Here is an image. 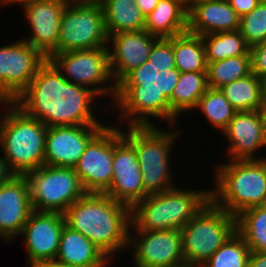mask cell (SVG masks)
Returning <instances> with one entry per match:
<instances>
[{
	"mask_svg": "<svg viewBox=\"0 0 266 267\" xmlns=\"http://www.w3.org/2000/svg\"><path fill=\"white\" fill-rule=\"evenodd\" d=\"M252 73L251 55L210 62L207 66L208 88L219 89Z\"/></svg>",
	"mask_w": 266,
	"mask_h": 267,
	"instance_id": "cell-31",
	"label": "cell"
},
{
	"mask_svg": "<svg viewBox=\"0 0 266 267\" xmlns=\"http://www.w3.org/2000/svg\"><path fill=\"white\" fill-rule=\"evenodd\" d=\"M248 267H266V252L251 251Z\"/></svg>",
	"mask_w": 266,
	"mask_h": 267,
	"instance_id": "cell-38",
	"label": "cell"
},
{
	"mask_svg": "<svg viewBox=\"0 0 266 267\" xmlns=\"http://www.w3.org/2000/svg\"><path fill=\"white\" fill-rule=\"evenodd\" d=\"M133 267H168L185 262L181 230H129Z\"/></svg>",
	"mask_w": 266,
	"mask_h": 267,
	"instance_id": "cell-14",
	"label": "cell"
},
{
	"mask_svg": "<svg viewBox=\"0 0 266 267\" xmlns=\"http://www.w3.org/2000/svg\"><path fill=\"white\" fill-rule=\"evenodd\" d=\"M70 0H39L22 5L31 35L22 38L47 59L57 53L60 21Z\"/></svg>",
	"mask_w": 266,
	"mask_h": 267,
	"instance_id": "cell-17",
	"label": "cell"
},
{
	"mask_svg": "<svg viewBox=\"0 0 266 267\" xmlns=\"http://www.w3.org/2000/svg\"><path fill=\"white\" fill-rule=\"evenodd\" d=\"M48 59L22 38L0 47V89L14 102Z\"/></svg>",
	"mask_w": 266,
	"mask_h": 267,
	"instance_id": "cell-13",
	"label": "cell"
},
{
	"mask_svg": "<svg viewBox=\"0 0 266 267\" xmlns=\"http://www.w3.org/2000/svg\"><path fill=\"white\" fill-rule=\"evenodd\" d=\"M179 187L137 202L131 208L129 230H181L210 200V189Z\"/></svg>",
	"mask_w": 266,
	"mask_h": 267,
	"instance_id": "cell-6",
	"label": "cell"
},
{
	"mask_svg": "<svg viewBox=\"0 0 266 267\" xmlns=\"http://www.w3.org/2000/svg\"><path fill=\"white\" fill-rule=\"evenodd\" d=\"M239 31L250 47L266 40V2L240 17Z\"/></svg>",
	"mask_w": 266,
	"mask_h": 267,
	"instance_id": "cell-34",
	"label": "cell"
},
{
	"mask_svg": "<svg viewBox=\"0 0 266 267\" xmlns=\"http://www.w3.org/2000/svg\"><path fill=\"white\" fill-rule=\"evenodd\" d=\"M113 178L104 192L132 208L144 199L142 171L134 147L123 137L122 127L113 126Z\"/></svg>",
	"mask_w": 266,
	"mask_h": 267,
	"instance_id": "cell-12",
	"label": "cell"
},
{
	"mask_svg": "<svg viewBox=\"0 0 266 267\" xmlns=\"http://www.w3.org/2000/svg\"><path fill=\"white\" fill-rule=\"evenodd\" d=\"M27 265H29L28 267H65L63 265L58 264L55 261H39Z\"/></svg>",
	"mask_w": 266,
	"mask_h": 267,
	"instance_id": "cell-41",
	"label": "cell"
},
{
	"mask_svg": "<svg viewBox=\"0 0 266 267\" xmlns=\"http://www.w3.org/2000/svg\"><path fill=\"white\" fill-rule=\"evenodd\" d=\"M260 119H261V123H262V133H263V138L266 144V106H264L261 110H260Z\"/></svg>",
	"mask_w": 266,
	"mask_h": 267,
	"instance_id": "cell-42",
	"label": "cell"
},
{
	"mask_svg": "<svg viewBox=\"0 0 266 267\" xmlns=\"http://www.w3.org/2000/svg\"><path fill=\"white\" fill-rule=\"evenodd\" d=\"M179 77L176 68L159 72L148 61L129 72L116 85L111 108L119 110L117 123L126 127L156 126L153 119L159 118L162 124L164 120L170 127L180 126L179 118L171 111L169 103Z\"/></svg>",
	"mask_w": 266,
	"mask_h": 267,
	"instance_id": "cell-2",
	"label": "cell"
},
{
	"mask_svg": "<svg viewBox=\"0 0 266 267\" xmlns=\"http://www.w3.org/2000/svg\"><path fill=\"white\" fill-rule=\"evenodd\" d=\"M148 62L157 68L159 72L176 68L173 37L159 38L151 48Z\"/></svg>",
	"mask_w": 266,
	"mask_h": 267,
	"instance_id": "cell-35",
	"label": "cell"
},
{
	"mask_svg": "<svg viewBox=\"0 0 266 267\" xmlns=\"http://www.w3.org/2000/svg\"><path fill=\"white\" fill-rule=\"evenodd\" d=\"M54 261L65 267H107L111 259L83 234L65 224Z\"/></svg>",
	"mask_w": 266,
	"mask_h": 267,
	"instance_id": "cell-23",
	"label": "cell"
},
{
	"mask_svg": "<svg viewBox=\"0 0 266 267\" xmlns=\"http://www.w3.org/2000/svg\"><path fill=\"white\" fill-rule=\"evenodd\" d=\"M252 73L261 79L266 78V40L250 48Z\"/></svg>",
	"mask_w": 266,
	"mask_h": 267,
	"instance_id": "cell-36",
	"label": "cell"
},
{
	"mask_svg": "<svg viewBox=\"0 0 266 267\" xmlns=\"http://www.w3.org/2000/svg\"><path fill=\"white\" fill-rule=\"evenodd\" d=\"M207 63L250 55V46L239 30L203 35Z\"/></svg>",
	"mask_w": 266,
	"mask_h": 267,
	"instance_id": "cell-29",
	"label": "cell"
},
{
	"mask_svg": "<svg viewBox=\"0 0 266 267\" xmlns=\"http://www.w3.org/2000/svg\"><path fill=\"white\" fill-rule=\"evenodd\" d=\"M98 99L90 89L67 81L47 60L13 103L47 127L106 125L94 114Z\"/></svg>",
	"mask_w": 266,
	"mask_h": 267,
	"instance_id": "cell-1",
	"label": "cell"
},
{
	"mask_svg": "<svg viewBox=\"0 0 266 267\" xmlns=\"http://www.w3.org/2000/svg\"><path fill=\"white\" fill-rule=\"evenodd\" d=\"M64 217L68 227L83 234L111 260L121 249H129L131 208L104 193H85L67 208Z\"/></svg>",
	"mask_w": 266,
	"mask_h": 267,
	"instance_id": "cell-3",
	"label": "cell"
},
{
	"mask_svg": "<svg viewBox=\"0 0 266 267\" xmlns=\"http://www.w3.org/2000/svg\"><path fill=\"white\" fill-rule=\"evenodd\" d=\"M237 232L253 252H266V205L243 210L236 216Z\"/></svg>",
	"mask_w": 266,
	"mask_h": 267,
	"instance_id": "cell-30",
	"label": "cell"
},
{
	"mask_svg": "<svg viewBox=\"0 0 266 267\" xmlns=\"http://www.w3.org/2000/svg\"><path fill=\"white\" fill-rule=\"evenodd\" d=\"M113 125H106L86 146L74 167L86 193H104L113 178Z\"/></svg>",
	"mask_w": 266,
	"mask_h": 267,
	"instance_id": "cell-15",
	"label": "cell"
},
{
	"mask_svg": "<svg viewBox=\"0 0 266 267\" xmlns=\"http://www.w3.org/2000/svg\"><path fill=\"white\" fill-rule=\"evenodd\" d=\"M176 69L184 72H207V60L202 36L185 32L173 36Z\"/></svg>",
	"mask_w": 266,
	"mask_h": 267,
	"instance_id": "cell-28",
	"label": "cell"
},
{
	"mask_svg": "<svg viewBox=\"0 0 266 267\" xmlns=\"http://www.w3.org/2000/svg\"><path fill=\"white\" fill-rule=\"evenodd\" d=\"M66 224L59 212L32 211L20 233L27 251V263L54 261Z\"/></svg>",
	"mask_w": 266,
	"mask_h": 267,
	"instance_id": "cell-18",
	"label": "cell"
},
{
	"mask_svg": "<svg viewBox=\"0 0 266 267\" xmlns=\"http://www.w3.org/2000/svg\"><path fill=\"white\" fill-rule=\"evenodd\" d=\"M240 16L227 0L194 4L188 10V32L208 35L239 30Z\"/></svg>",
	"mask_w": 266,
	"mask_h": 267,
	"instance_id": "cell-22",
	"label": "cell"
},
{
	"mask_svg": "<svg viewBox=\"0 0 266 267\" xmlns=\"http://www.w3.org/2000/svg\"><path fill=\"white\" fill-rule=\"evenodd\" d=\"M123 128L125 127H122L123 137L134 147L140 164L144 198L176 187V178H172L174 176L171 174L170 156L181 130L176 125L174 129L169 126L171 131L162 130L157 125Z\"/></svg>",
	"mask_w": 266,
	"mask_h": 267,
	"instance_id": "cell-7",
	"label": "cell"
},
{
	"mask_svg": "<svg viewBox=\"0 0 266 267\" xmlns=\"http://www.w3.org/2000/svg\"><path fill=\"white\" fill-rule=\"evenodd\" d=\"M168 267H198V266H195V265H191L187 262H183V263H180L178 265H174V266H168Z\"/></svg>",
	"mask_w": 266,
	"mask_h": 267,
	"instance_id": "cell-47",
	"label": "cell"
},
{
	"mask_svg": "<svg viewBox=\"0 0 266 267\" xmlns=\"http://www.w3.org/2000/svg\"><path fill=\"white\" fill-rule=\"evenodd\" d=\"M144 30L159 38H170L187 32L188 10L174 0H159L155 9L145 16Z\"/></svg>",
	"mask_w": 266,
	"mask_h": 267,
	"instance_id": "cell-24",
	"label": "cell"
},
{
	"mask_svg": "<svg viewBox=\"0 0 266 267\" xmlns=\"http://www.w3.org/2000/svg\"><path fill=\"white\" fill-rule=\"evenodd\" d=\"M200 110L207 121L222 132L237 112L219 89L208 88L199 99L195 110Z\"/></svg>",
	"mask_w": 266,
	"mask_h": 267,
	"instance_id": "cell-32",
	"label": "cell"
},
{
	"mask_svg": "<svg viewBox=\"0 0 266 267\" xmlns=\"http://www.w3.org/2000/svg\"><path fill=\"white\" fill-rule=\"evenodd\" d=\"M182 4L187 10L191 8V0H174Z\"/></svg>",
	"mask_w": 266,
	"mask_h": 267,
	"instance_id": "cell-45",
	"label": "cell"
},
{
	"mask_svg": "<svg viewBox=\"0 0 266 267\" xmlns=\"http://www.w3.org/2000/svg\"><path fill=\"white\" fill-rule=\"evenodd\" d=\"M210 200L227 213L266 205V159L229 160L215 166Z\"/></svg>",
	"mask_w": 266,
	"mask_h": 267,
	"instance_id": "cell-5",
	"label": "cell"
},
{
	"mask_svg": "<svg viewBox=\"0 0 266 267\" xmlns=\"http://www.w3.org/2000/svg\"><path fill=\"white\" fill-rule=\"evenodd\" d=\"M1 112V157L11 173L25 176L45 165V139L48 127L40 120L26 115L14 103Z\"/></svg>",
	"mask_w": 266,
	"mask_h": 267,
	"instance_id": "cell-4",
	"label": "cell"
},
{
	"mask_svg": "<svg viewBox=\"0 0 266 267\" xmlns=\"http://www.w3.org/2000/svg\"><path fill=\"white\" fill-rule=\"evenodd\" d=\"M158 39L159 37L146 30L121 32L109 36V67L116 85L129 72L148 61L151 48Z\"/></svg>",
	"mask_w": 266,
	"mask_h": 267,
	"instance_id": "cell-19",
	"label": "cell"
},
{
	"mask_svg": "<svg viewBox=\"0 0 266 267\" xmlns=\"http://www.w3.org/2000/svg\"><path fill=\"white\" fill-rule=\"evenodd\" d=\"M210 1H217V0H191V7H192L194 4L204 3V2H210Z\"/></svg>",
	"mask_w": 266,
	"mask_h": 267,
	"instance_id": "cell-48",
	"label": "cell"
},
{
	"mask_svg": "<svg viewBox=\"0 0 266 267\" xmlns=\"http://www.w3.org/2000/svg\"><path fill=\"white\" fill-rule=\"evenodd\" d=\"M237 111H260L263 105V79L251 73L219 88Z\"/></svg>",
	"mask_w": 266,
	"mask_h": 267,
	"instance_id": "cell-26",
	"label": "cell"
},
{
	"mask_svg": "<svg viewBox=\"0 0 266 267\" xmlns=\"http://www.w3.org/2000/svg\"><path fill=\"white\" fill-rule=\"evenodd\" d=\"M12 103L13 102L10 98L0 89V107L2 106V108H7Z\"/></svg>",
	"mask_w": 266,
	"mask_h": 267,
	"instance_id": "cell-43",
	"label": "cell"
},
{
	"mask_svg": "<svg viewBox=\"0 0 266 267\" xmlns=\"http://www.w3.org/2000/svg\"><path fill=\"white\" fill-rule=\"evenodd\" d=\"M12 176H14L8 169L6 162L0 156V186L6 183Z\"/></svg>",
	"mask_w": 266,
	"mask_h": 267,
	"instance_id": "cell-40",
	"label": "cell"
},
{
	"mask_svg": "<svg viewBox=\"0 0 266 267\" xmlns=\"http://www.w3.org/2000/svg\"><path fill=\"white\" fill-rule=\"evenodd\" d=\"M222 134L227 138L228 146L225 152L229 160L265 159L264 155L257 156L258 151L266 149L260 111L236 112Z\"/></svg>",
	"mask_w": 266,
	"mask_h": 267,
	"instance_id": "cell-21",
	"label": "cell"
},
{
	"mask_svg": "<svg viewBox=\"0 0 266 267\" xmlns=\"http://www.w3.org/2000/svg\"><path fill=\"white\" fill-rule=\"evenodd\" d=\"M236 231V217L209 200L181 229L185 262L200 267Z\"/></svg>",
	"mask_w": 266,
	"mask_h": 267,
	"instance_id": "cell-8",
	"label": "cell"
},
{
	"mask_svg": "<svg viewBox=\"0 0 266 267\" xmlns=\"http://www.w3.org/2000/svg\"><path fill=\"white\" fill-rule=\"evenodd\" d=\"M263 105L266 106V78L263 79Z\"/></svg>",
	"mask_w": 266,
	"mask_h": 267,
	"instance_id": "cell-46",
	"label": "cell"
},
{
	"mask_svg": "<svg viewBox=\"0 0 266 267\" xmlns=\"http://www.w3.org/2000/svg\"><path fill=\"white\" fill-rule=\"evenodd\" d=\"M251 250L243 237L236 231L200 267H248Z\"/></svg>",
	"mask_w": 266,
	"mask_h": 267,
	"instance_id": "cell-33",
	"label": "cell"
},
{
	"mask_svg": "<svg viewBox=\"0 0 266 267\" xmlns=\"http://www.w3.org/2000/svg\"><path fill=\"white\" fill-rule=\"evenodd\" d=\"M208 89L207 72L180 73L179 81L169 99L171 111L180 118L196 108L199 99Z\"/></svg>",
	"mask_w": 266,
	"mask_h": 267,
	"instance_id": "cell-27",
	"label": "cell"
},
{
	"mask_svg": "<svg viewBox=\"0 0 266 267\" xmlns=\"http://www.w3.org/2000/svg\"><path fill=\"white\" fill-rule=\"evenodd\" d=\"M106 125L48 127L45 139V165L74 168L88 143Z\"/></svg>",
	"mask_w": 266,
	"mask_h": 267,
	"instance_id": "cell-16",
	"label": "cell"
},
{
	"mask_svg": "<svg viewBox=\"0 0 266 267\" xmlns=\"http://www.w3.org/2000/svg\"><path fill=\"white\" fill-rule=\"evenodd\" d=\"M102 6L108 36L144 30L145 16L135 0H98Z\"/></svg>",
	"mask_w": 266,
	"mask_h": 267,
	"instance_id": "cell-25",
	"label": "cell"
},
{
	"mask_svg": "<svg viewBox=\"0 0 266 267\" xmlns=\"http://www.w3.org/2000/svg\"><path fill=\"white\" fill-rule=\"evenodd\" d=\"M25 177L34 211L64 214L73 202L86 193L74 168L43 165Z\"/></svg>",
	"mask_w": 266,
	"mask_h": 267,
	"instance_id": "cell-11",
	"label": "cell"
},
{
	"mask_svg": "<svg viewBox=\"0 0 266 267\" xmlns=\"http://www.w3.org/2000/svg\"><path fill=\"white\" fill-rule=\"evenodd\" d=\"M48 60L67 81L90 89L99 98L113 97V104L116 84L109 67L108 47L55 53Z\"/></svg>",
	"mask_w": 266,
	"mask_h": 267,
	"instance_id": "cell-10",
	"label": "cell"
},
{
	"mask_svg": "<svg viewBox=\"0 0 266 267\" xmlns=\"http://www.w3.org/2000/svg\"><path fill=\"white\" fill-rule=\"evenodd\" d=\"M135 2H136V6L139 8L141 13L144 16H147L149 13H151L155 9L159 0H135Z\"/></svg>",
	"mask_w": 266,
	"mask_h": 267,
	"instance_id": "cell-39",
	"label": "cell"
},
{
	"mask_svg": "<svg viewBox=\"0 0 266 267\" xmlns=\"http://www.w3.org/2000/svg\"><path fill=\"white\" fill-rule=\"evenodd\" d=\"M104 13L98 0H70L59 29L57 53L108 46Z\"/></svg>",
	"mask_w": 266,
	"mask_h": 267,
	"instance_id": "cell-9",
	"label": "cell"
},
{
	"mask_svg": "<svg viewBox=\"0 0 266 267\" xmlns=\"http://www.w3.org/2000/svg\"><path fill=\"white\" fill-rule=\"evenodd\" d=\"M33 211L25 176H12L0 186V238L9 244L20 237Z\"/></svg>",
	"mask_w": 266,
	"mask_h": 267,
	"instance_id": "cell-20",
	"label": "cell"
},
{
	"mask_svg": "<svg viewBox=\"0 0 266 267\" xmlns=\"http://www.w3.org/2000/svg\"><path fill=\"white\" fill-rule=\"evenodd\" d=\"M227 1L240 17L250 13L260 3L258 0H227Z\"/></svg>",
	"mask_w": 266,
	"mask_h": 267,
	"instance_id": "cell-37",
	"label": "cell"
},
{
	"mask_svg": "<svg viewBox=\"0 0 266 267\" xmlns=\"http://www.w3.org/2000/svg\"><path fill=\"white\" fill-rule=\"evenodd\" d=\"M31 1H39V0H0V4L2 5H12V4H18L19 5H24L25 3L31 2Z\"/></svg>",
	"mask_w": 266,
	"mask_h": 267,
	"instance_id": "cell-44",
	"label": "cell"
}]
</instances>
